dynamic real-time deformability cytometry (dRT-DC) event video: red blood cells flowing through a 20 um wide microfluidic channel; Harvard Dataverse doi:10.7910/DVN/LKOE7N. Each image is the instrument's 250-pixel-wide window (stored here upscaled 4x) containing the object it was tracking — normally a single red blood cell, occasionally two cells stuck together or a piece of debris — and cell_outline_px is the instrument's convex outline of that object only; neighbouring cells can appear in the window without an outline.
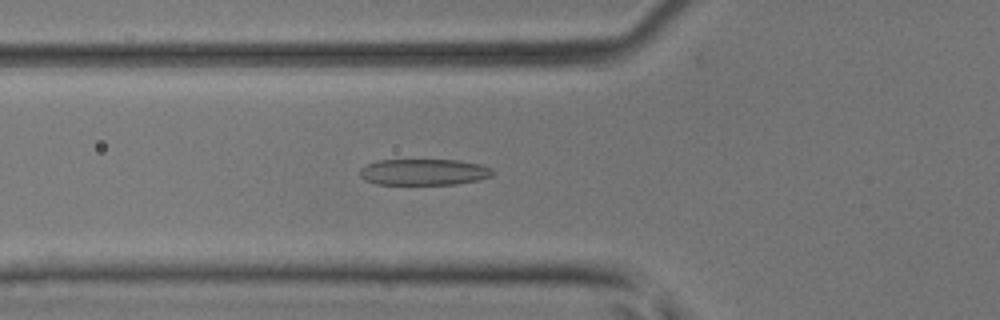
{"species": "common noctule bat (a hibernating species)", "species_latin": "Nyctalus noctula", "temperature_condition": "room temperature", "stored_images_in_passage": 51, "camera_frame_rate_fps": 3000, "um_per_image_px": 0.085, "animal": {"sex": "male", "body_mass_g": 17.9, "forearm_length_mm": 54.2}, "frame": {"image": 1, "passage_image": 19, "time_ms": 6.0, "image_size_px": [1000, 320], "cell_outline_px": [[496, 172], [492, 176], [480, 180], [456, 184], [376, 184], [364, 180], [360, 176], [360, 168], [376, 160], [460, 160], [480, 164], [492, 168]], "centroid_in_image_um": [36.06, 14.62], "position_along_channel_um": 89.7, "area_um2": 20.52}}
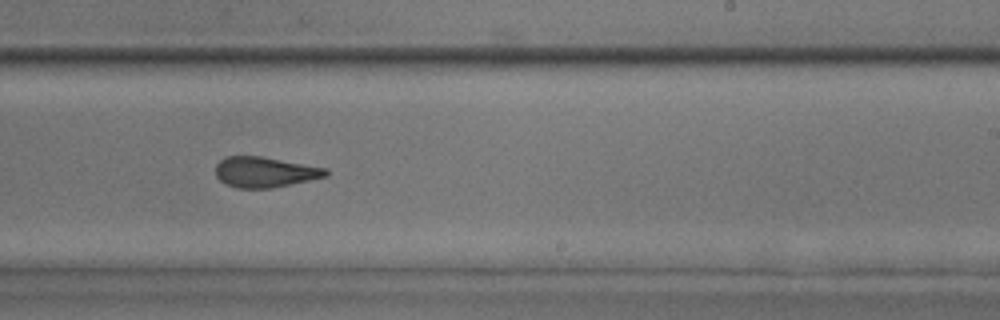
{"frame": {"image": 2, "passage_image": 32, "time_ms": 10.333, "image_size_px": [1000, 320], "cell_outline_px": [[328, 176], [272, 188], [236, 188], [224, 184], [216, 176], [216, 164], [224, 156], [260, 156], [328, 168]], "centroid_in_image_um": [22.49, 14.63], "position_along_channel_um": 266.5, "area_um2": 19.65}}
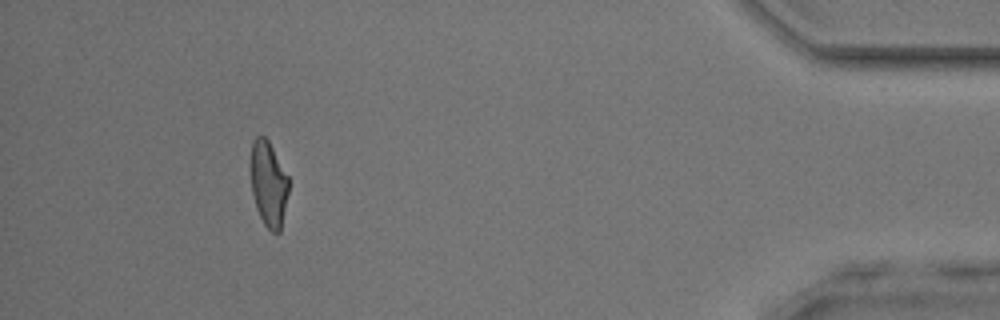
{"frame": {"image": 3, "passage_image": 47, "time_ms": 15.333, "image_size_px": [1000, 320], "cell_outline_px": [[288, 192], [280, 232], [272, 232], [264, 224], [256, 208], [252, 192], [248, 164], [252, 140], [256, 136], [264, 136], [268, 140], [288, 176]], "centroid_in_image_um": [22.77, 15.57], "position_along_channel_um": 412.4, "area_um2": 19.19}, "authors_computed_cell_mechanics": {"area_um2": 20.4034, "velocity_mm_per_s": 4.0883, "shape_relaxation_time_tau1_ms": 3.5678, "shape_relaxation_time_tau2_ms": 2.1393, "deformation_change_tau1": 0.1609, "deformation_change_tau2": 0.1255}}